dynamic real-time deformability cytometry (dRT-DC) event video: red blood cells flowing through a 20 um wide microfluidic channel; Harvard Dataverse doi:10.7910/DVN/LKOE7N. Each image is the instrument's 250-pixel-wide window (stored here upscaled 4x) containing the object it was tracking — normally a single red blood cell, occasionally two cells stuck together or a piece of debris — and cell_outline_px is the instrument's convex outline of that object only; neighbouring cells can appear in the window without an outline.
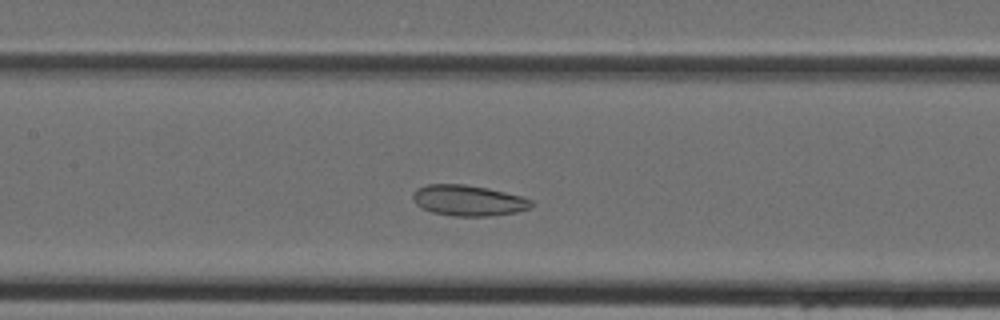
{"species": "Egyptian fruit bat (a non-hibernating species)", "species_latin": "Rousettus aegyptiacus", "temperature_condition": "cold", "stored_images_in_passage": 41, "camera_frame_rate_fps": 3000, "um_per_image_px": 0.085, "animal": {"sex": "female"}, "frame": {"image": 1, "passage_image": 16, "time_ms": 5.0, "image_size_px": [1000, 320], "cell_outline_px": [[536, 204], [532, 208], [516, 212], [488, 216], [452, 216], [432, 212], [420, 208], [416, 204], [412, 196], [416, 188], [428, 184], [464, 184], [488, 188], [524, 196], [532, 200]], "centroid_in_image_um": [39.84, 17.04], "position_along_channel_um": 167.6, "area_um2": 21.56}}
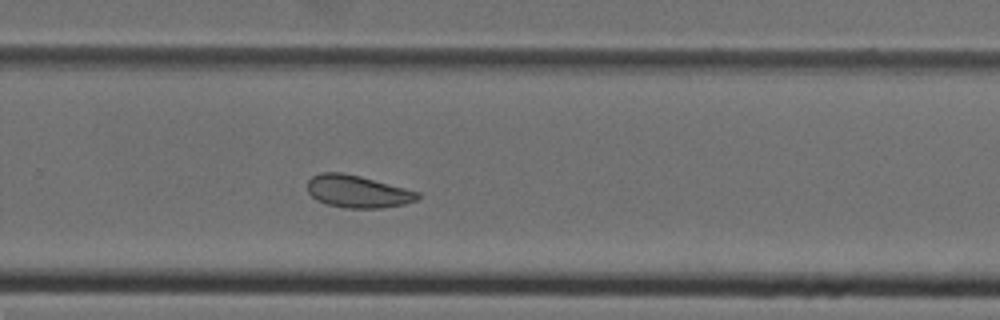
{"frame": {"image": 2, "passage_image": 25, "time_ms": 8.0, "image_size_px": [1000, 320], "cell_outline_px": [[420, 196], [416, 200], [404, 204], [380, 208], [344, 208], [328, 204], [316, 200], [308, 192], [308, 180], [312, 176], [320, 172], [340, 172], [360, 176], [420, 192]], "centroid_in_image_um": [30.38, 16.27], "position_along_channel_um": 299.4, "area_um2": 20.75}}
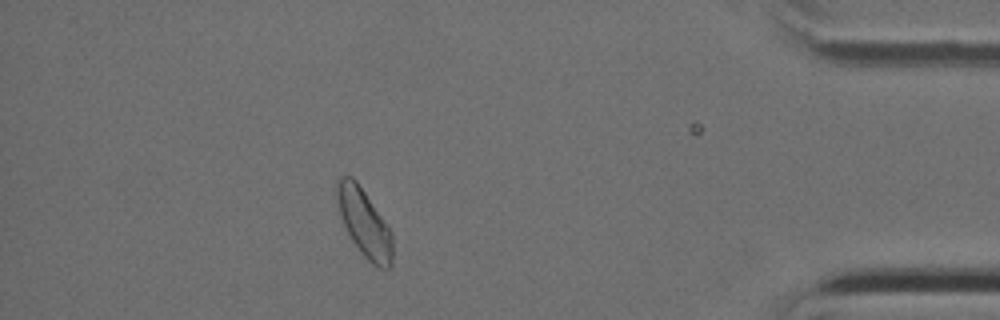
{"frame": {"image": 3, "passage_image": 35, "time_ms": 11.333, "image_size_px": [1000, 320], "cell_outline_px": [[392, 268], [380, 268], [372, 264], [360, 252], [352, 240], [340, 216], [336, 192], [336, 180], [340, 176], [352, 176], [356, 180], [392, 232]], "centroid_in_image_um": [30.96, 18.95], "position_along_channel_um": 404.2, "area_um2": 21.73}}